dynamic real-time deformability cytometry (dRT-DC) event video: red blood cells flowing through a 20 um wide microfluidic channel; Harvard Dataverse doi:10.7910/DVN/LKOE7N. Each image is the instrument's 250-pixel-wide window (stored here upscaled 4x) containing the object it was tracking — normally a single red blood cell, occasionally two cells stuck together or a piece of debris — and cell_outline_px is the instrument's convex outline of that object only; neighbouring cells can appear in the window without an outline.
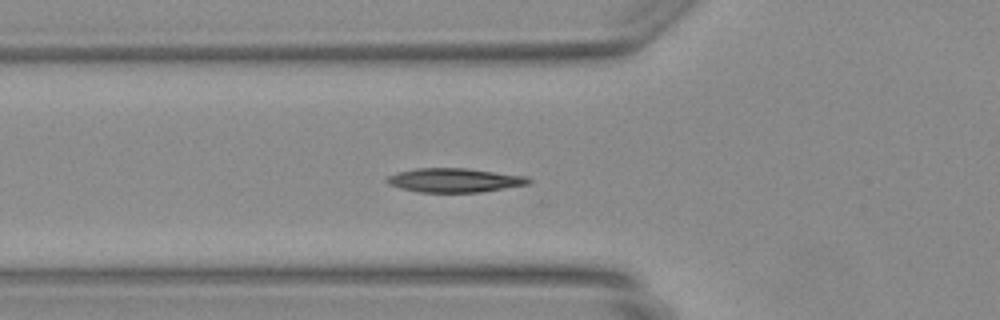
{"species": "Egyptian fruit bat (a non-hibernating species)", "species_latin": "Rousettus aegyptiacus", "temperature_condition": "warm", "stored_images_in_passage": 12, "camera_frame_rate_fps": 3000, "um_per_image_px": 0.085, "animal": {"sex": "female"}, "frame": {"image": 1, "passage_image": 2, "time_ms": 0.333, "image_size_px": [1000, 320], "cell_outline_px": [[532, 180], [528, 184], [480, 192], [420, 192], [400, 188], [388, 184], [384, 180], [388, 176], [396, 172], [416, 168], [468, 168], [528, 176]], "centroid_in_image_um": [38.61, 15.31], "position_along_channel_um": 87.2, "area_um2": 19.94}}
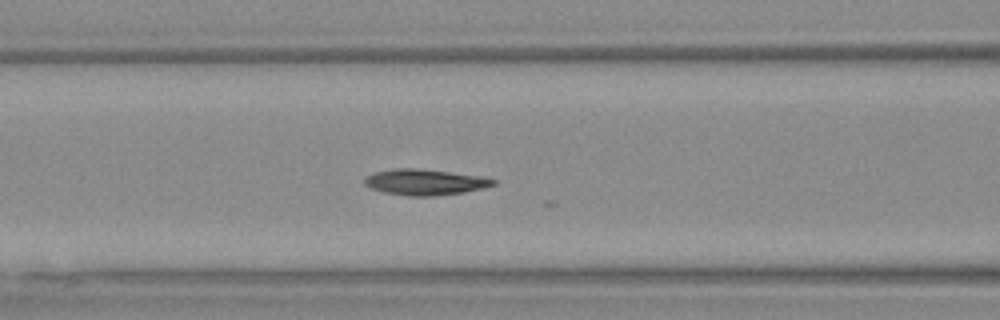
{"frame": {"image": 2, "passage_image": 5, "time_ms": 1.333, "image_size_px": [1000, 320], "cell_outline_px": [[496, 184], [464, 192], [436, 196], [408, 196], [384, 192], [372, 188], [364, 184], [364, 176], [376, 172], [392, 168], [416, 168], [484, 176], [496, 180]], "centroid_in_image_um": [36.1, 15.47], "position_along_channel_um": 130.5, "area_um2": 19.42}}
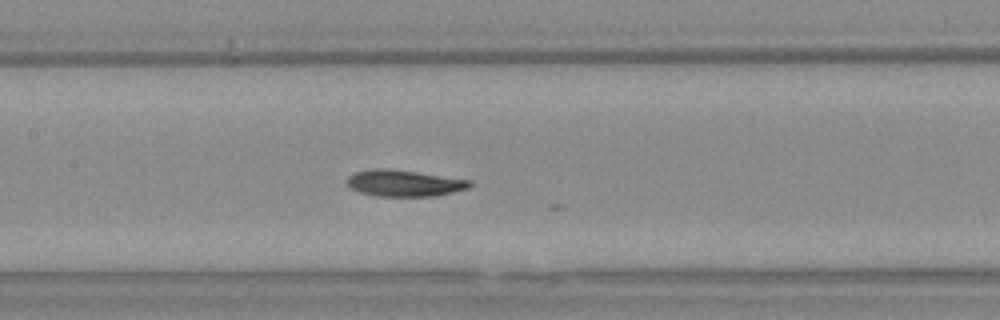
{"frame": {"image": 3, "passage_image": 8, "time_ms": 2.333, "image_size_px": [1000, 320], "cell_outline_px": [[472, 184], [468, 188], [436, 196], [376, 196], [360, 192], [352, 188], [348, 184], [348, 176], [356, 172], [372, 168], [384, 168], [416, 172], [472, 180]], "centroid_in_image_um": [34.37, 15.57], "position_along_channel_um": 173.0, "area_um2": 18.73}}